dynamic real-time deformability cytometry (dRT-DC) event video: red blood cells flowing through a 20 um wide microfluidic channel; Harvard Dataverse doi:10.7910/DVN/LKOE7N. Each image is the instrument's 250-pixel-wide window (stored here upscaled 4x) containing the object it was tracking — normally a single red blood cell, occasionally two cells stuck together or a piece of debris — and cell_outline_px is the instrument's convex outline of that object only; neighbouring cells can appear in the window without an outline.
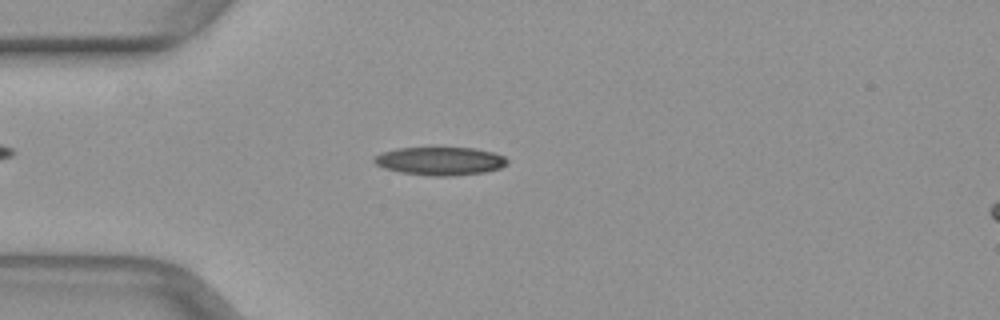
{"species": "common noctule bat (a hibernating species)", "species_latin": "Nyctalus noctula", "temperature_condition": "warm", "stored_images_in_passage": 48, "camera_frame_rate_fps": 3000, "um_per_image_px": 0.085, "animal": {"sex": "female", "body_mass_g": 29.2, "forearm_length_mm": 56.3}, "frame": {"image": 1, "passage_image": 12, "time_ms": 3.667, "image_size_px": [1000, 320], "cell_outline_px": [[508, 164], [500, 168], [484, 172], [452, 176], [432, 176], [400, 172], [384, 168], [376, 164], [372, 160], [380, 152], [396, 148], [476, 148], [492, 152], [504, 156], [508, 160]], "centroid_in_image_um": [37.41, 13.69], "position_along_channel_um": 47.6, "area_um2": 21.91}}
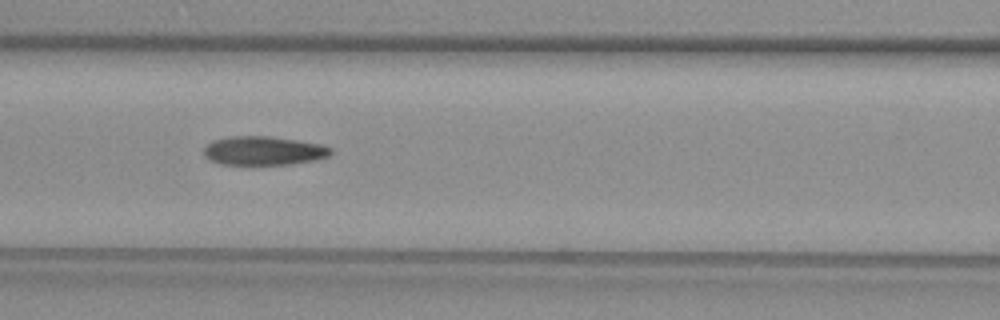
{"frame": {"image": 2, "passage_image": 20, "time_ms": 6.333, "image_size_px": [1000, 320], "cell_outline_px": [[332, 152], [328, 156], [316, 160], [292, 164], [220, 164], [204, 156], [204, 148], [212, 140], [232, 136], [268, 136], [296, 140], [320, 144], [332, 148]], "centroid_in_image_um": [22.41, 12.81], "position_along_channel_um": 144.2, "area_um2": 21.21}}
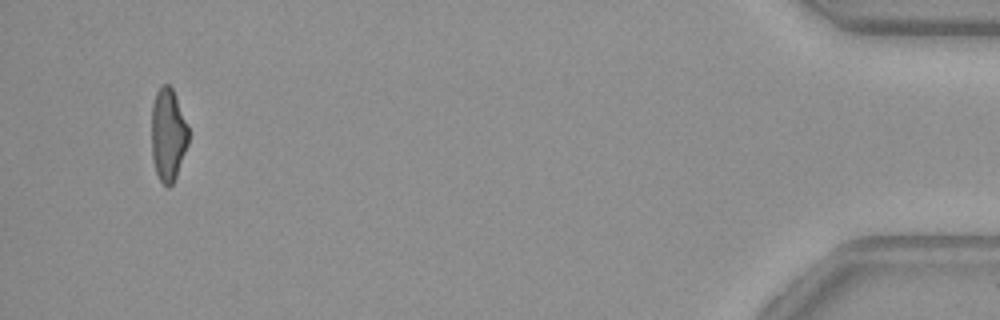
{"frame": {"image": 3, "passage_image": 46, "time_ms": 15.0, "image_size_px": [1000, 320], "cell_outline_px": [[188, 144], [176, 176], [172, 184], [168, 188], [160, 180], [156, 172], [152, 160], [152, 104], [156, 92], [164, 84], [168, 84], [172, 88], [188, 128]], "centroid_in_image_um": [14.27, 11.47], "position_along_channel_um": 420.9, "area_um2": 19.65}}